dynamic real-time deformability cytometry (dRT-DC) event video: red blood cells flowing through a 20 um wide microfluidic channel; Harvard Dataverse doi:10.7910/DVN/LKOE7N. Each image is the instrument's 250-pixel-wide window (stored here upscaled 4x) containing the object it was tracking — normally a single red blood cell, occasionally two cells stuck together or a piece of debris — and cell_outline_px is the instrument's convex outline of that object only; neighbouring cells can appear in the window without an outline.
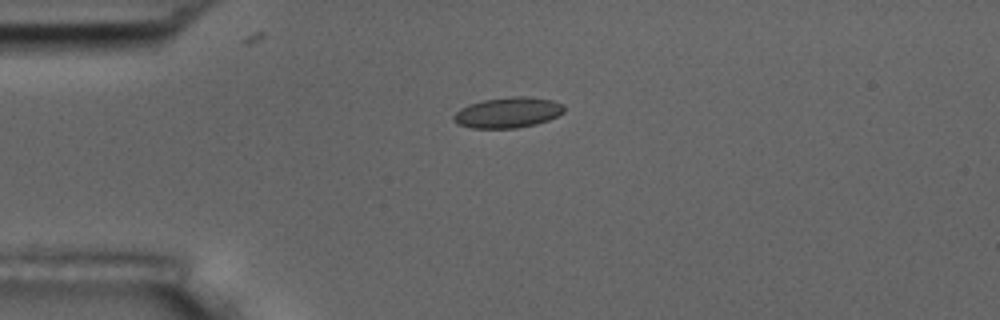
{"species": "common noctule bat (a hibernating species)", "species_latin": "Nyctalus noctula", "temperature_condition": "room temperature", "stored_images_in_passage": 2, "camera_frame_rate_fps": 3000, "um_per_image_px": 0.085, "animal": {"sex": "male", "body_mass_g": 17.5, "forearm_length_mm": 52.3}, "frame": {"image": 1, "passage_image": 1, "time_ms": 0.0, "image_size_px": [1000, 320], "cell_outline_px": [[564, 112], [548, 120], [536, 124], [516, 128], [472, 128], [460, 124], [452, 120], [452, 116], [460, 108], [468, 104], [484, 100], [512, 96], [532, 96], [552, 100], [564, 104]], "centroid_in_image_um": [43.18, 9.55], "position_along_channel_um": 41.8, "area_um2": 19.77}}